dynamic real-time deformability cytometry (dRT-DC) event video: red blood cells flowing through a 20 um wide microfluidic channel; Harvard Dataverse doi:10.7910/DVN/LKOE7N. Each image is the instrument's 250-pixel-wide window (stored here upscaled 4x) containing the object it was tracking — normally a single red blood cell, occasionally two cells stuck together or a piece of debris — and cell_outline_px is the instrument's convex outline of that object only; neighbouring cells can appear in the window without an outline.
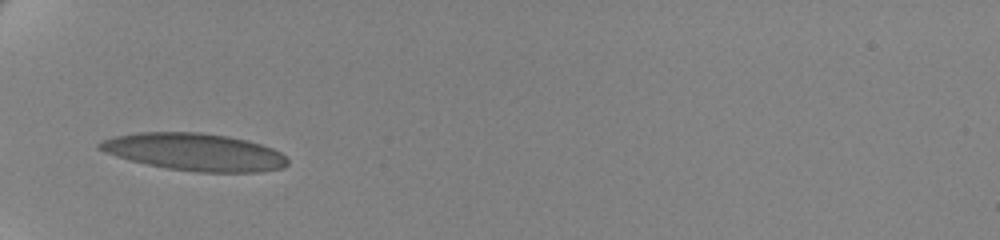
{"species": "human", "species_latin": "Homo sapiens", "temperature_condition": "cold", "stored_images_in_passage": 32, "camera_frame_rate_fps": 3000, "um_per_image_px": 0.085, "donor": {"sex": "female"}, "frame": {"image": 1, "passage_image": 1, "time_ms": 0.0, "image_size_px": [1000, 240], "cell_outline_px": [[288, 164], [284, 168], [260, 172], [196, 172], [168, 168], [148, 164], [116, 156], [104, 152], [96, 148], [96, 144], [100, 140], [116, 136], [136, 132], [200, 132], [228, 136], [248, 140], [272, 148], [280, 152], [288, 160]], "centroid_in_image_um": [16.53, 12.91], "position_along_channel_um": 68.5, "area_um2": 41.04}}
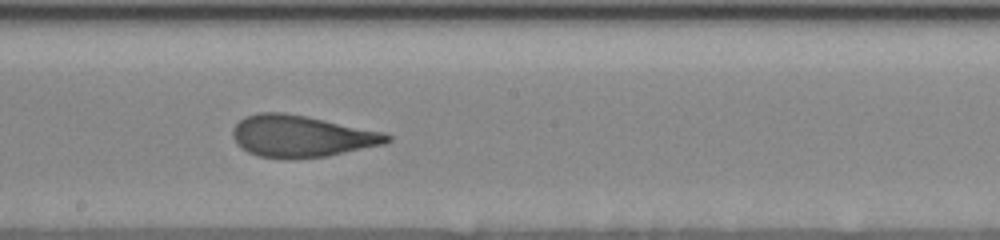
{"frame": {"image": 2, "passage_image": 15, "time_ms": 4.667, "image_size_px": [1000, 240], "cell_outline_px": [[392, 140], [384, 144], [328, 156], [292, 160], [284, 160], [256, 156], [240, 148], [236, 144], [232, 136], [232, 128], [244, 116], [256, 112], [284, 112], [384, 132], [392, 136]], "centroid_in_image_um": [25.56, 11.6], "position_along_channel_um": 222.6, "area_um2": 38.03}}
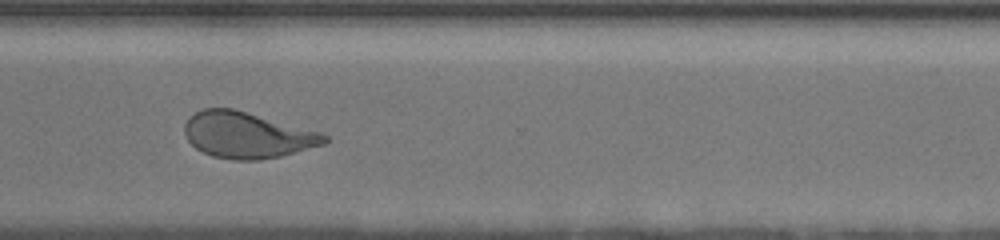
{"frame": {"image": 3, "passage_image": 26, "time_ms": 8.333, "image_size_px": [1000, 240], "cell_outline_px": [[328, 144], [280, 156], [256, 160], [232, 160], [212, 156], [196, 148], [188, 140], [184, 132], [184, 124], [188, 116], [204, 108], [236, 108], [320, 132], [328, 136]], "centroid_in_image_um": [21.02, 11.47], "position_along_channel_um": 349.6, "area_um2": 37.86}, "authors_computed_cell_mechanics": {"area_um2": 37.7145, "velocity_mm_per_s": 3.4762, "shape_relaxation_time_tau1_ms": 5.8122, "shape_relaxation_time_tau2_ms": 1.0238, "deformation_change_tau1": 0.1993, "deformation_change_tau2": 0.0852}}